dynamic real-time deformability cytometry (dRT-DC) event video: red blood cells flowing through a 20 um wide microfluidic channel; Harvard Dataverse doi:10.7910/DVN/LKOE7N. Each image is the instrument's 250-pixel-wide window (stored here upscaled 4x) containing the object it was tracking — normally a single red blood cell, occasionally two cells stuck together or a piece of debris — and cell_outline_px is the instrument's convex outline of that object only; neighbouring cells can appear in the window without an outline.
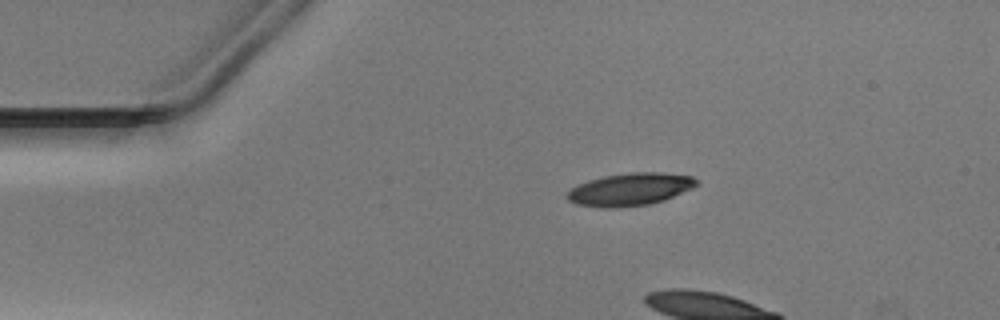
{"species": "Egyptian fruit bat (a non-hibernating species)", "species_latin": "Rousettus aegyptiacus", "temperature_condition": "warm", "stored_images_in_passage": 5, "camera_frame_rate_fps": 3000, "um_per_image_px": 0.085, "animal": {"sex": "male"}, "frame": {"image": 1, "passage_image": 1, "time_ms": 0.0, "image_size_px": [1000, 320], "cell_outline_px": [[700, 184], [692, 188], [664, 200], [648, 204], [612, 208], [604, 208], [576, 204], [568, 200], [564, 196], [576, 184], [588, 180], [604, 176], [628, 172], [664, 172], [692, 176]], "centroid_in_image_um": [53.53, 16.08], "position_along_channel_um": 31.5, "area_um2": 24.68}}